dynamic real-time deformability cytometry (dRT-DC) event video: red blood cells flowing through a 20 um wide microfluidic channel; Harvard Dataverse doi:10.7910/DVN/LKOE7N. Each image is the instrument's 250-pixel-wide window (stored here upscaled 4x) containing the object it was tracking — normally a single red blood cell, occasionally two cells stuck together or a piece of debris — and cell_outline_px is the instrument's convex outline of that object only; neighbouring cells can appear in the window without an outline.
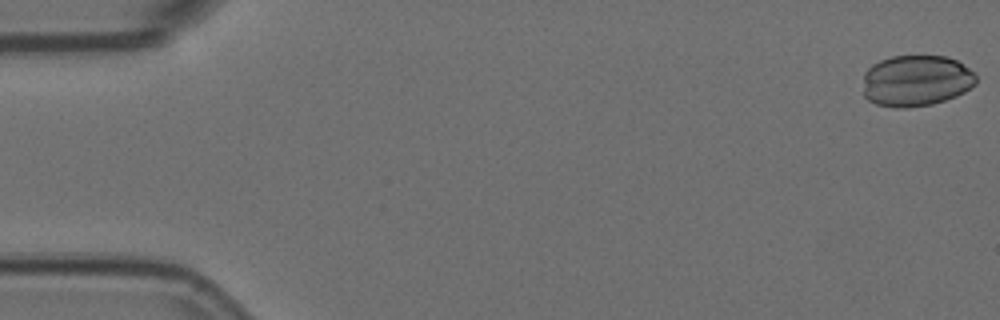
{"species": "Egyptian fruit bat (a non-hibernating species)", "species_latin": "Rousettus aegyptiacus", "temperature_condition": "room temperature", "stored_images_in_passage": 5, "camera_frame_rate_fps": 3000, "um_per_image_px": 0.085, "animal": {"sex": "female"}, "frame": {"image": 1, "passage_image": 1, "time_ms": 0.0, "image_size_px": [1000, 320], "cell_outline_px": [[976, 84], [964, 92], [956, 96], [932, 104], [904, 108], [896, 108], [876, 104], [868, 100], [864, 96], [864, 72], [872, 64], [880, 60], [892, 56], [948, 56], [956, 60], [976, 72]], "centroid_in_image_um": [77.88, 6.86], "position_along_channel_um": 7.1, "area_um2": 34.04}}